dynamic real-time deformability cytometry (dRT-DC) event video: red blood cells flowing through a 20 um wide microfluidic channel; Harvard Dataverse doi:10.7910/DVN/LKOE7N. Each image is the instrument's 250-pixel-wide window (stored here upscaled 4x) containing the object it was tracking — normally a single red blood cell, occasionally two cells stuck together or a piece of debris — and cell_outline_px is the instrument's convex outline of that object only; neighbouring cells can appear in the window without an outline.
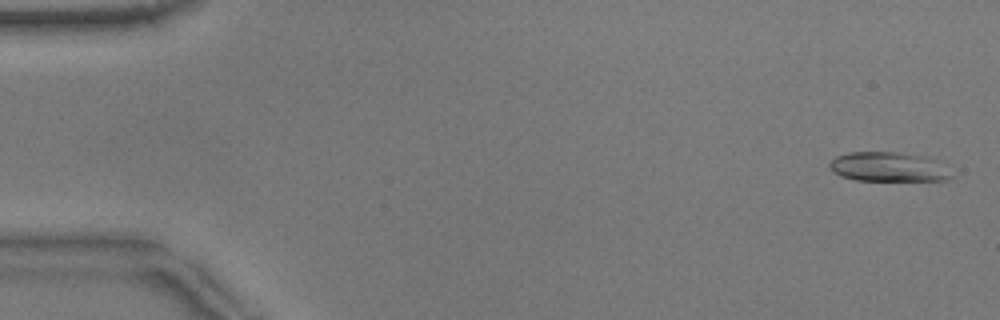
{"species": "common noctule bat (a hibernating species)", "species_latin": "Nyctalus noctula", "temperature_condition": "warm", "stored_images_in_passage": 52, "camera_frame_rate_fps": 3000, "um_per_image_px": 0.085, "animal": {"sex": "male", "body_mass_g": 17.9}, "frame": {"image": 1, "passage_image": 1, "time_ms": 0.0, "image_size_px": [1000, 320], "cell_outline_px": [[952, 176], [944, 180], [856, 180], [840, 176], [832, 172], [828, 164], [836, 156], [848, 152], [896, 152], [924, 156], [932, 160]], "centroid_in_image_um": [75.36, 14.18], "position_along_channel_um": 9.6, "area_um2": 20.35}}
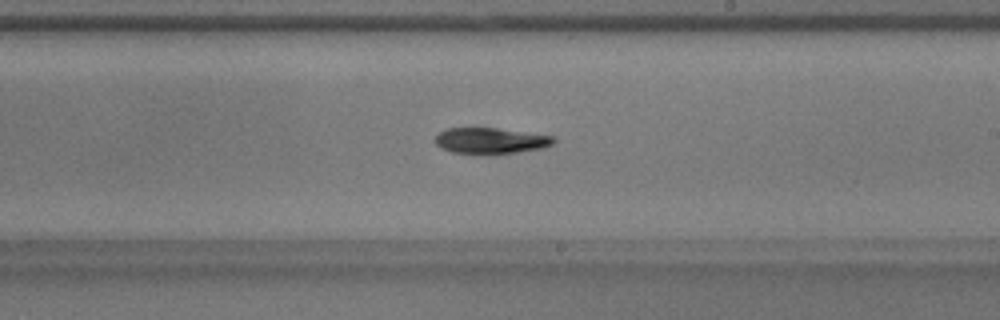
{"frame": {"image": 2, "passage_image": 30, "time_ms": 9.667, "image_size_px": [1000, 320], "cell_outline_px": [[556, 140], [552, 144], [544, 148], [516, 152], [452, 152], [440, 148], [436, 144], [436, 136], [440, 132], [448, 128], [496, 128], [552, 136]], "centroid_in_image_um": [41.7, 11.93], "position_along_channel_um": 247.3, "area_um2": 17.22}}
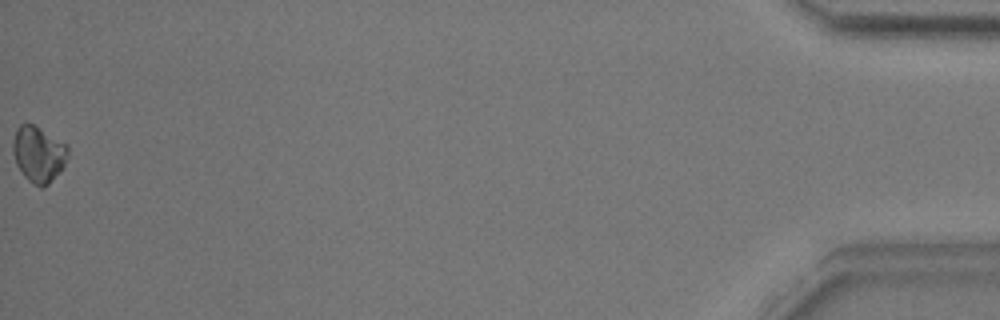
{"frame": {"image": 3, "passage_image": 52, "time_ms": 17.0, "image_size_px": [1000, 320], "cell_outline_px": [[68, 156], [60, 172], [44, 188], [40, 188], [28, 180], [24, 176], [16, 164], [12, 152], [12, 140], [16, 128], [20, 124], [32, 124], [68, 144]], "centroid_in_image_um": [3.26, 13.11], "position_along_channel_um": 431.9, "area_um2": 18.09}, "authors_computed_cell_mechanics": {"area_um2": 18.785, "velocity_mm_per_s": 3.8422, "shape_relaxation_time_tau1_ms": 2.1884, "shape_relaxation_time_tau2_ms": null, "deformation_change_tau1": 0.0881, "deformation_change_tau2": null}}